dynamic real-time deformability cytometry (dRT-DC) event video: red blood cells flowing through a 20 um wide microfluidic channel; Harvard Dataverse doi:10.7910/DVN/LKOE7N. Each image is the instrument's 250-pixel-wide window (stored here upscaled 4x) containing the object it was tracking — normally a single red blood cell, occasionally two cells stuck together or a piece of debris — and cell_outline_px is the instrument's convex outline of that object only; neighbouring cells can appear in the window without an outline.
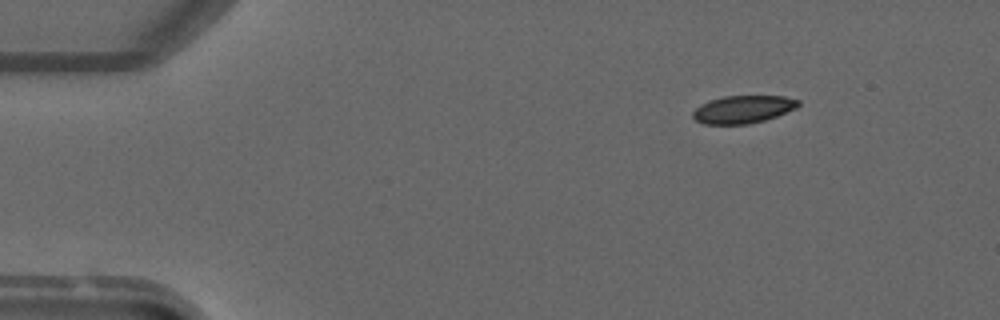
{"species": "common noctule bat (a hibernating species)", "species_latin": "Nyctalus noctula", "temperature_condition": "warm", "stored_images_in_passage": 2, "camera_frame_rate_fps": 3000, "um_per_image_px": 0.085, "animal": {"sex": "male", "forearm_length_mm": 52.5}, "frame": {"image": 1, "passage_image": 2, "time_ms": 1.333, "image_size_px": [1000, 320], "cell_outline_px": [[800, 104], [796, 108], [776, 116], [764, 120], [748, 124], [704, 124], [696, 120], [692, 116], [692, 112], [700, 104], [708, 100], [724, 96], [784, 96], [800, 100]], "centroid_in_image_um": [63.14, 9.29], "position_along_channel_um": 21.9, "area_um2": 17.05}}